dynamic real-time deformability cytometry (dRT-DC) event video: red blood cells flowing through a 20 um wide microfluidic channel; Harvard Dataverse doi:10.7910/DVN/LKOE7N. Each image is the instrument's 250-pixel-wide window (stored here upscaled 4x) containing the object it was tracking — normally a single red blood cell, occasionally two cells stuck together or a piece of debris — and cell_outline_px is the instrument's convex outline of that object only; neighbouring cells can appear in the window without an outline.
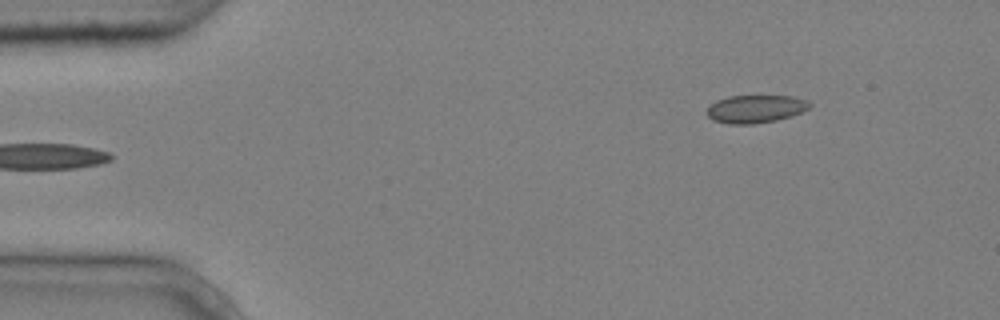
{"species": "common noctule bat (a hibernating species)", "species_latin": "Nyctalus noctula", "temperature_condition": "cold", "stored_images_in_passage": 4, "segment_of_instrument_passage": [2, 2], "camera_frame_rate_fps": 3000, "um_per_image_px": 0.085, "animal": {"sex": "male", "body_mass_g": 20.4}, "frame": {"image": 1, "passage_image": 4, "time_ms": 1.0, "image_size_px": [1000, 320], "cell_outline_px": [[812, 104], [808, 108], [800, 112], [776, 120], [752, 124], [728, 124], [712, 120], [708, 116], [708, 108], [716, 100], [728, 96], [792, 96], [808, 100]], "centroid_in_image_um": [64.21, 9.25], "position_along_channel_um": 20.8, "area_um2": 16.53}}